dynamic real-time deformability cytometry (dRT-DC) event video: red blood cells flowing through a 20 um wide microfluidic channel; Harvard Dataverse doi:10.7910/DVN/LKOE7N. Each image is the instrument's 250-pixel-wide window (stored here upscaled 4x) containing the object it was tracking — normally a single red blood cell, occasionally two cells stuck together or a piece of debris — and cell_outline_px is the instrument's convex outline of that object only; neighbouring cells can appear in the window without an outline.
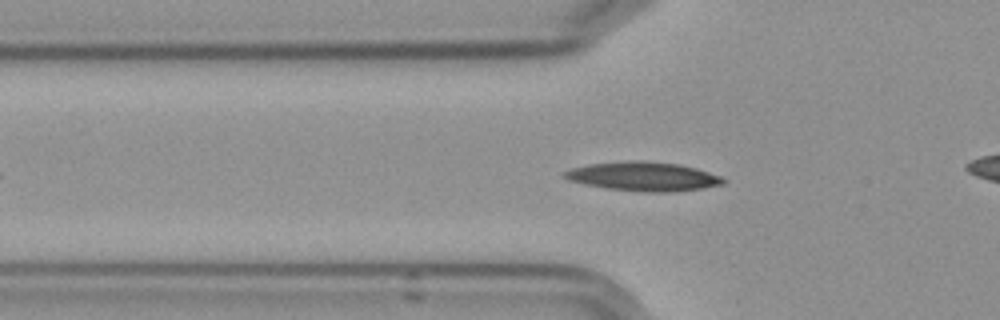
{"species": "Egyptian fruit bat (a non-hibernating species)", "species_latin": "Rousettus aegyptiacus", "temperature_condition": "cold", "stored_images_in_passage": 45, "camera_frame_rate_fps": 3000, "um_per_image_px": 0.085, "frame": {"image": 1, "passage_image": 12, "time_ms": 3.667, "image_size_px": [1000, 320], "cell_outline_px": [[724, 184], [704, 188], [672, 192], [644, 192], [608, 188], [584, 184], [568, 180], [560, 176], [564, 172], [572, 168], [592, 164], [628, 160], [644, 160], [680, 164], [696, 168], [720, 176], [724, 180]], "centroid_in_image_um": [54.68, 14.99], "position_along_channel_um": 71.1, "area_um2": 26.88}}
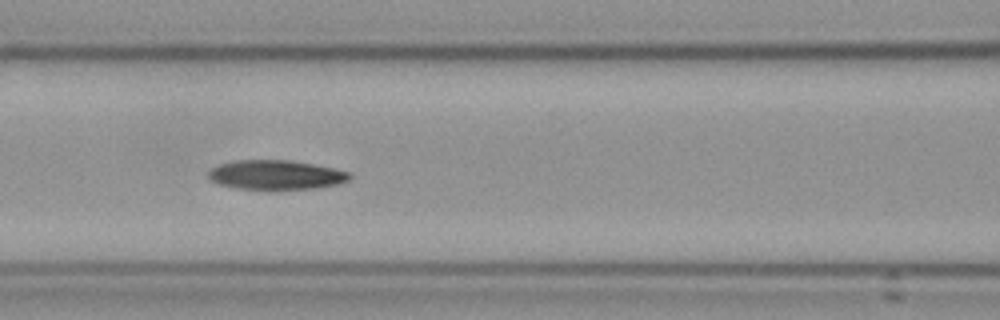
{"frame": {"image": 2, "passage_image": 18, "time_ms": 5.667, "image_size_px": [1000, 320], "cell_outline_px": [[352, 176], [348, 180], [340, 184], [312, 188], [240, 188], [220, 184], [212, 180], [208, 176], [208, 172], [212, 168], [220, 164], [236, 160], [288, 160], [312, 164], [352, 172]], "centroid_in_image_um": [23.49, 14.84], "position_along_channel_um": 143.1, "area_um2": 23.64}}
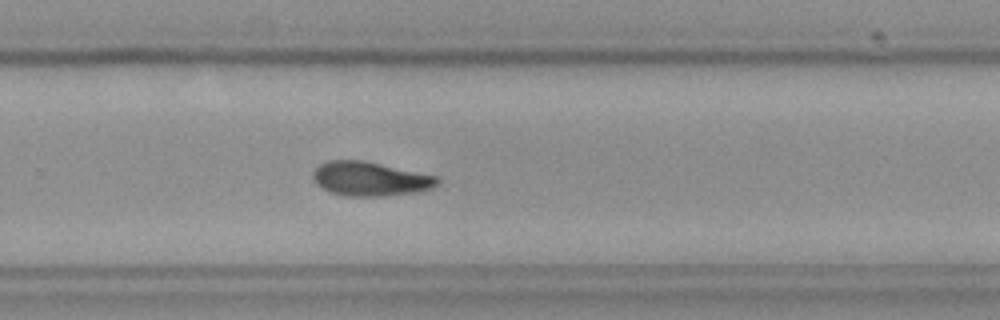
{"frame": {"image": 3, "passage_image": 31, "time_ms": 10.0, "image_size_px": [1000, 320], "cell_outline_px": [[440, 184], [432, 188], [416, 192], [388, 196], [344, 196], [332, 192], [316, 184], [312, 176], [312, 172], [320, 164], [328, 160], [364, 160], [436, 176], [440, 180]], "centroid_in_image_um": [31.47, 15.2], "position_along_channel_um": 298.3, "area_um2": 24.8}, "authors_computed_cell_mechanics": {"area_um2": 24.4494, "velocity_mm_per_s": 3.5935, "shape_relaxation_time_tau1_ms": 5.8809, "shape_relaxation_time_tau2_ms": 5.9795, "deformation_change_tau1": 0.1655, "deformation_change_tau2": 0.1149}}